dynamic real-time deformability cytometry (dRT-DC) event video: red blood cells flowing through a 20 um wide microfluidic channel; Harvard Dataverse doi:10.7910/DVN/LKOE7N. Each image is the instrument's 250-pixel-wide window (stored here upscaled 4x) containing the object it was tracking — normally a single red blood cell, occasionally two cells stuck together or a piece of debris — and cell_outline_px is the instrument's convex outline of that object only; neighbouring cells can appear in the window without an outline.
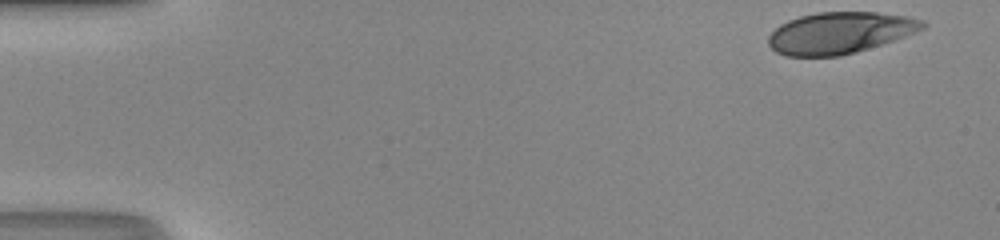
{"species": "human", "species_latin": "Homo sapiens", "temperature_condition": "room temperature", "stored_images_in_passage": 40, "camera_frame_rate_fps": 3000, "um_per_image_px": 0.085, "donor": {"sex": "male"}, "frame": {"image": 1, "passage_image": 1, "time_ms": 0.0, "image_size_px": [1000, 240], "cell_outline_px": [[928, 24], [924, 28], [916, 32], [856, 52], [840, 56], [784, 56], [776, 52], [768, 44], [768, 36], [780, 24], [788, 20], [800, 16], [816, 12], [876, 12], [904, 16], [924, 20]], "centroid_in_image_um": [71.36, 2.79], "position_along_channel_um": 13.6, "area_um2": 37.17}}
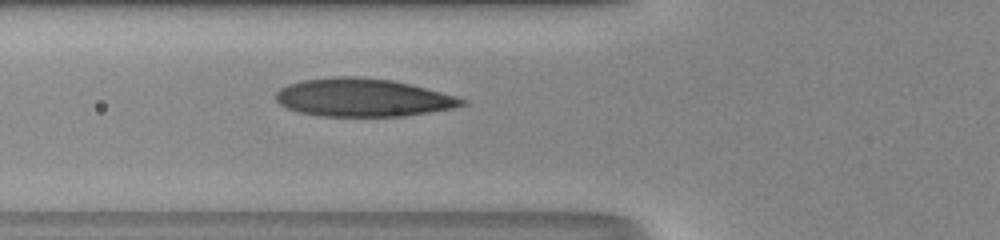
{"frame": {"image": 2, "passage_image": 17, "time_ms": 5.333, "image_size_px": [1000, 240], "cell_outline_px": [[468, 104], [452, 108], [404, 116], [320, 116], [300, 112], [288, 108], [280, 104], [276, 100], [276, 92], [280, 88], [288, 84], [304, 80], [332, 76], [356, 76], [392, 80], [412, 84], [456, 96], [468, 100]], "centroid_in_image_um": [30.86, 8.29], "position_along_channel_um": 94.9, "area_um2": 41.33}}
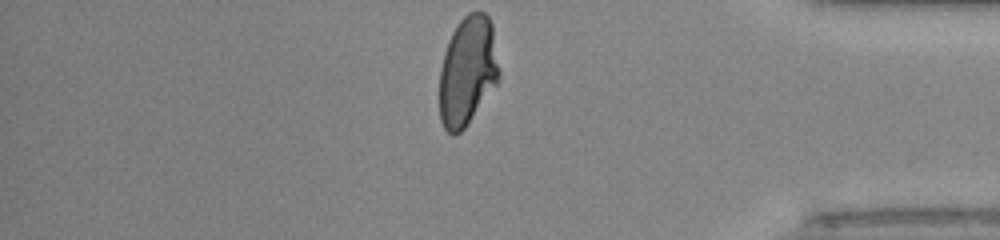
{"frame": {"image": 3, "passage_image": 40, "time_ms": 13.0, "image_size_px": [1000, 240], "cell_outline_px": [[500, 80], [464, 128], [460, 132], [452, 136], [444, 128], [440, 120], [440, 68], [444, 52], [448, 40], [452, 32], [460, 20], [468, 12], [484, 12], [488, 16], [492, 24], [500, 72]], "centroid_in_image_um": [39.75, 6.03], "position_along_channel_um": 395.5, "area_um2": 38.09}, "authors_computed_cell_mechanics": {"area_um2": 39.2751, "velocity_mm_per_s": 4.261, "shape_relaxation_time_tau1_ms": null, "shape_relaxation_time_tau2_ms": 0.7692, "deformation_change_tau1": null, "deformation_change_tau2": 0.0684}}